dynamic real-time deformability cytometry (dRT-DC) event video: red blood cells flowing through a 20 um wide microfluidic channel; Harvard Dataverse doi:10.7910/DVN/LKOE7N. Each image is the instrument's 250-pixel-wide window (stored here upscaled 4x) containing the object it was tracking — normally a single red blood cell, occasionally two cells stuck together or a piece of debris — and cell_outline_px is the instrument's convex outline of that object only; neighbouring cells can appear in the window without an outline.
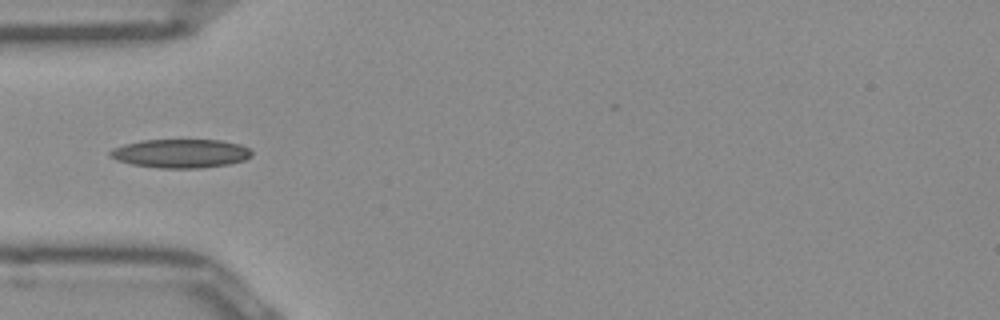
{"species": "Egyptian fruit bat (a non-hibernating species)", "species_latin": "Rousettus aegyptiacus", "temperature_condition": "room temperature", "stored_images_in_passage": 36, "camera_frame_rate_fps": 3000, "um_per_image_px": 0.085, "frame": {"image": 1, "passage_image": 15, "time_ms": 4.667, "image_size_px": [1000, 320], "cell_outline_px": [[252, 156], [244, 160], [228, 164], [200, 168], [160, 168], [132, 164], [116, 160], [108, 156], [108, 152], [112, 148], [124, 144], [140, 140], [220, 140], [240, 144], [248, 148], [252, 152]], "centroid_in_image_um": [15.32, 13.04], "position_along_channel_um": 69.7, "area_um2": 23.81}}
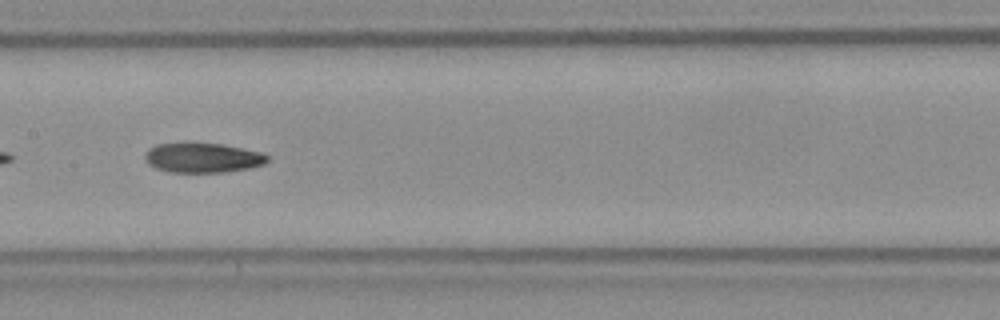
{"frame": {"image": 2, "passage_image": 24, "time_ms": 7.667, "image_size_px": [1000, 320], "cell_outline_px": [[268, 160], [264, 164], [252, 168], [228, 172], [168, 172], [156, 168], [148, 164], [144, 160], [144, 156], [148, 148], [156, 144], [184, 140], [188, 140], [220, 144], [260, 152], [268, 156]], "centroid_in_image_um": [17.15, 13.37], "position_along_channel_um": 190.2, "area_um2": 22.02}}
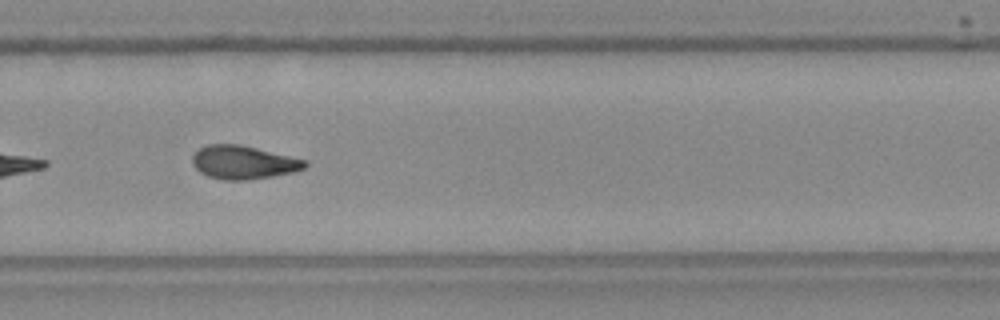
{"frame": {"image": 3, "passage_image": 33, "time_ms": 10.667, "image_size_px": [1000, 320], "cell_outline_px": [[308, 164], [304, 168], [292, 172], [272, 176], [244, 180], [224, 180], [208, 176], [200, 172], [192, 164], [192, 156], [200, 148], [208, 144], [240, 144], [308, 160]], "centroid_in_image_um": [20.69, 13.79], "position_along_channel_um": 309.1, "area_um2": 21.85}}